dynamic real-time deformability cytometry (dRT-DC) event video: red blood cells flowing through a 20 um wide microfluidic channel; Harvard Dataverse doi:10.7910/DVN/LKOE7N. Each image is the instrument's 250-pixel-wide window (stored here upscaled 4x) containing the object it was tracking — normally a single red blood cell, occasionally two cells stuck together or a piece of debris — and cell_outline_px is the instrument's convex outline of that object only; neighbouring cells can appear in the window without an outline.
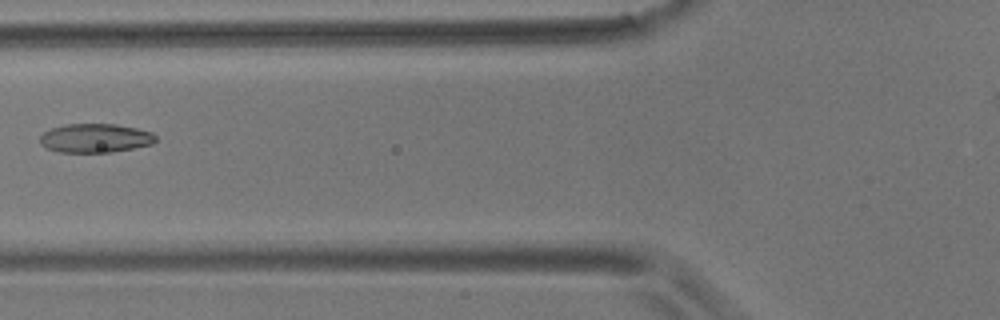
{"species": "common noctule bat (a hibernating species)", "species_latin": "Nyctalus noctula", "temperature_condition": "room temperature", "stored_images_in_passage": 7, "camera_frame_rate_fps": 3000, "um_per_image_px": 0.085, "animal": {"sex": "male", "body_mass_g": 17.9}, "frame": {"image": 1, "passage_image": 7, "time_ms": 7.667, "image_size_px": [1000, 320], "cell_outline_px": [[156, 140], [152, 144], [112, 152], [60, 152], [48, 148], [40, 144], [40, 136], [44, 132], [52, 128], [64, 124], [116, 124], [136, 128], [152, 132], [156, 136]], "centroid_in_image_um": [8.1, 11.73], "position_along_channel_um": 117.7, "area_um2": 19.42}}